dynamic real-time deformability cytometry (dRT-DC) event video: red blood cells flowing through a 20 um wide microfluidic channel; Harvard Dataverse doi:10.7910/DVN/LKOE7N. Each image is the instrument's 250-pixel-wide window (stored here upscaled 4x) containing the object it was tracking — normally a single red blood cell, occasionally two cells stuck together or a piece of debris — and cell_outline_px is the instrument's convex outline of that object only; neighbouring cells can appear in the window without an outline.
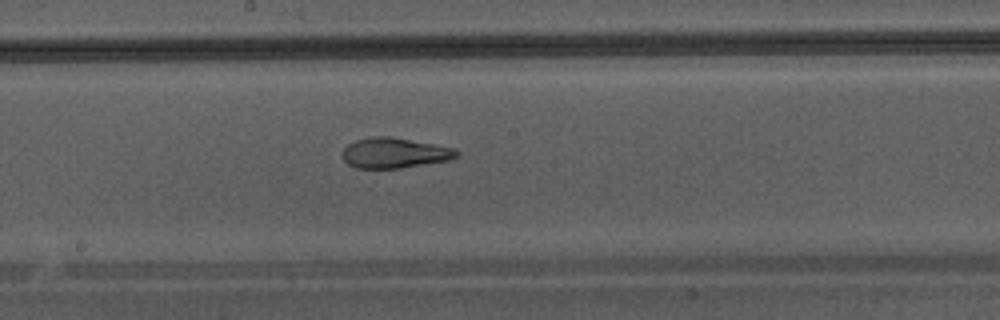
{"species": "Egyptian fruit bat (a non-hibernating species)", "species_latin": "Rousettus aegyptiacus", "temperature_condition": "warm", "stored_images_in_passage": 47, "camera_frame_rate_fps": 3000, "um_per_image_px": 0.085, "animal": {"sex": "male"}, "frame": {"image": 1, "passage_image": 27, "time_ms": 8.667, "image_size_px": [1000, 320], "cell_outline_px": [[456, 156], [448, 160], [400, 168], [356, 168], [348, 164], [340, 156], [340, 152], [348, 144], [356, 140], [372, 136], [392, 136], [456, 148]], "centroid_in_image_um": [33.46, 12.99], "position_along_channel_um": 214.7, "area_um2": 20.23}}